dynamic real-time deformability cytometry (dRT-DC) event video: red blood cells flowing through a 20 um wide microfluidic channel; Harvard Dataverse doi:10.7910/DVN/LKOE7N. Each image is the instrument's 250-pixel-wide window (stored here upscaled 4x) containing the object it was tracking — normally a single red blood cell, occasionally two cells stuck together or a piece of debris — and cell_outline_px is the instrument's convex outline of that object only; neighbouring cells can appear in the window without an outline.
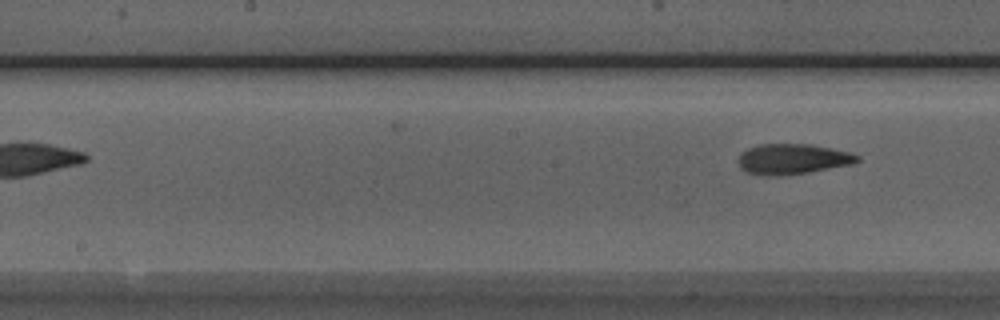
{"species": "Egyptian fruit bat (a non-hibernating species)", "species_latin": "Rousettus aegyptiacus", "temperature_condition": "room temperature", "stored_images_in_passage": 5, "camera_frame_rate_fps": 3000, "um_per_image_px": 0.085, "animal": {"sex": "male"}, "frame": {"image": 1, "passage_image": 5, "time_ms": 4.667, "image_size_px": [1000, 320], "cell_outline_px": [[860, 160], [852, 164], [808, 172], [776, 176], [768, 176], [748, 172], [740, 168], [736, 160], [740, 152], [748, 148], [760, 144], [812, 144], [852, 152], [860, 156]], "centroid_in_image_um": [67.36, 13.51], "position_along_channel_um": 180.8, "area_um2": 21.27}}